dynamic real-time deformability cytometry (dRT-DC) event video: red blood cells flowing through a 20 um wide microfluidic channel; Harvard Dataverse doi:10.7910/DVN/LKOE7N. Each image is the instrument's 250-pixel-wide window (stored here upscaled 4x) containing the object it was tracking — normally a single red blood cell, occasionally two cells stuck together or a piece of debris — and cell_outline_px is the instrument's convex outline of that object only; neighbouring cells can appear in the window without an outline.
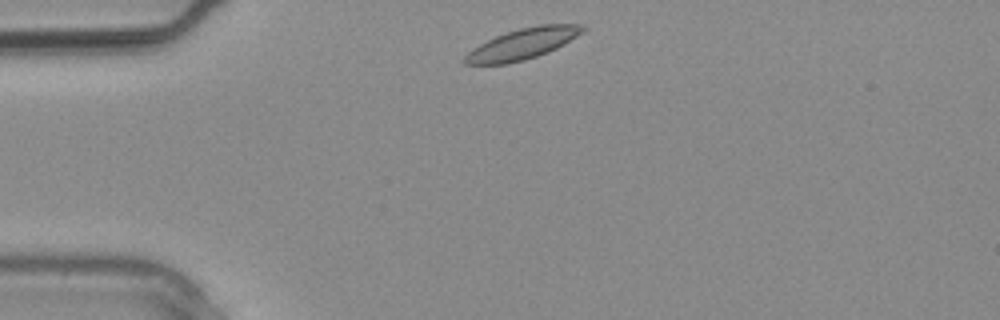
{"species": "common noctule bat (a hibernating species)", "species_latin": "Nyctalus noctula", "temperature_condition": "warm", "stored_images_in_passage": 1, "camera_frame_rate_fps": 3000, "um_per_image_px": 0.085, "animal": {"sex": "male", "body_mass_g": 20.4}, "frame": {"image": 1, "passage_image": 1, "time_ms": 0.0, "image_size_px": [1000, 320], "cell_outline_px": [[584, 28], [576, 36], [564, 44], [548, 52], [524, 60], [508, 64], [464, 64], [460, 60], [472, 48], [496, 36], [520, 28], [540, 24], [580, 24]], "centroid_in_image_um": [44.36, 3.75], "position_along_channel_um": 40.6, "area_um2": 20.92}}